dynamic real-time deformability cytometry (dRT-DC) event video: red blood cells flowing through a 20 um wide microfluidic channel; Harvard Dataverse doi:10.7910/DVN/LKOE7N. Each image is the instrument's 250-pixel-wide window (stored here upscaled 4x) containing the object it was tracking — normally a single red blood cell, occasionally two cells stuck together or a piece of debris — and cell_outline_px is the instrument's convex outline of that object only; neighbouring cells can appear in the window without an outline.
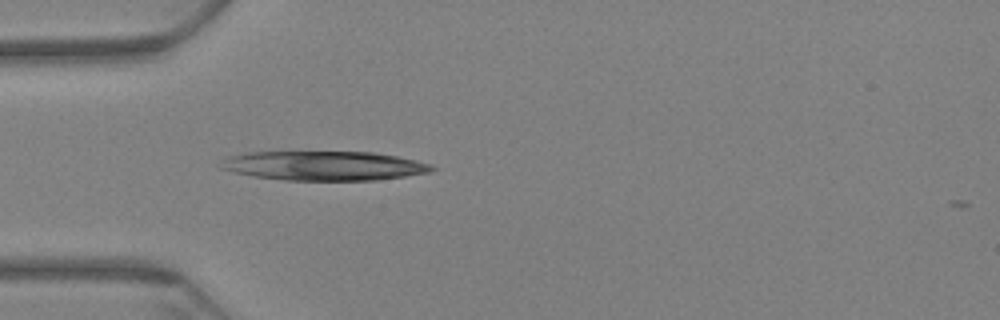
{"species": "Egyptian fruit bat (a non-hibernating species)", "species_latin": "Rousettus aegyptiacus", "temperature_condition": "warm", "stored_images_in_passage": 13, "camera_frame_rate_fps": 3000, "um_per_image_px": 0.085, "animal": {"sex": "female"}, "frame": {"image": 1, "passage_image": 1, "time_ms": 0.0, "image_size_px": [1000, 320], "cell_outline_px": [[436, 168], [428, 172], [404, 176], [376, 180], [284, 180], [252, 176], [220, 168], [224, 160], [232, 156], [248, 152], [372, 152], [396, 156], [432, 164]], "centroid_in_image_um": [27.57, 14.09], "position_along_channel_um": 57.4, "area_um2": 35.6}}
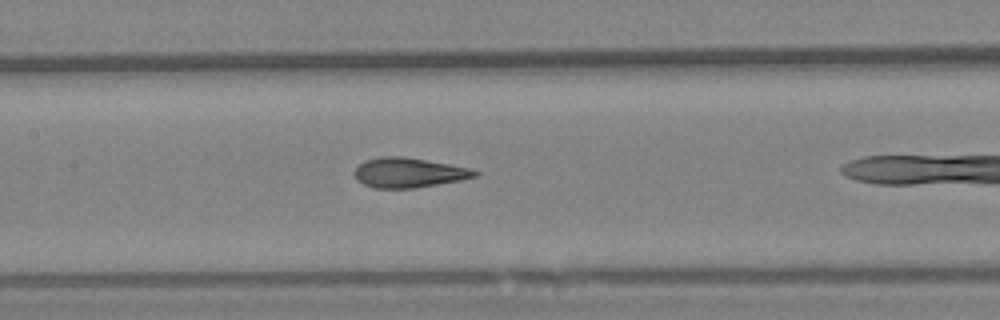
{"frame": {"image": 2, "passage_image": 8, "time_ms": 2.333, "image_size_px": [1000, 320], "cell_outline_px": [[480, 172], [476, 176], [460, 180], [416, 188], [372, 188], [356, 180], [356, 168], [364, 160], [380, 156], [404, 156], [448, 164], [468, 168]], "centroid_in_image_um": [34.71, 14.67], "position_along_channel_um": 172.7, "area_um2": 20.75}}
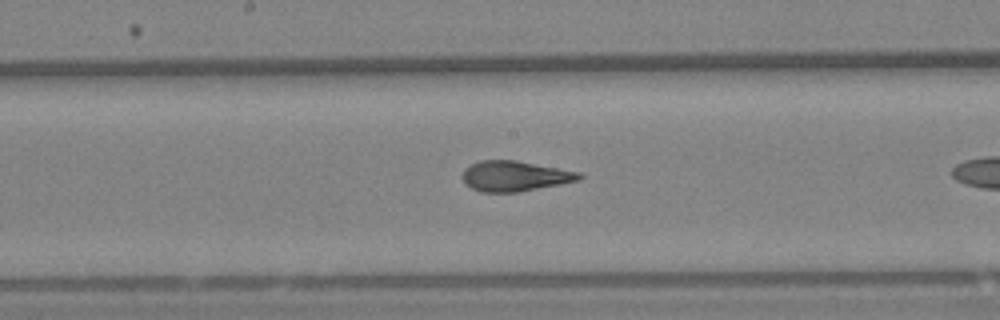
{"frame": {"image": 3, "passage_image": 11, "time_ms": 3.333, "image_size_px": [1000, 320], "cell_outline_px": [[584, 176], [580, 180], [560, 184], [516, 192], [480, 192], [464, 184], [464, 168], [468, 164], [480, 160], [516, 160], [580, 172]], "centroid_in_image_um": [43.74, 14.96], "position_along_channel_um": 204.5, "area_um2": 20.63}}